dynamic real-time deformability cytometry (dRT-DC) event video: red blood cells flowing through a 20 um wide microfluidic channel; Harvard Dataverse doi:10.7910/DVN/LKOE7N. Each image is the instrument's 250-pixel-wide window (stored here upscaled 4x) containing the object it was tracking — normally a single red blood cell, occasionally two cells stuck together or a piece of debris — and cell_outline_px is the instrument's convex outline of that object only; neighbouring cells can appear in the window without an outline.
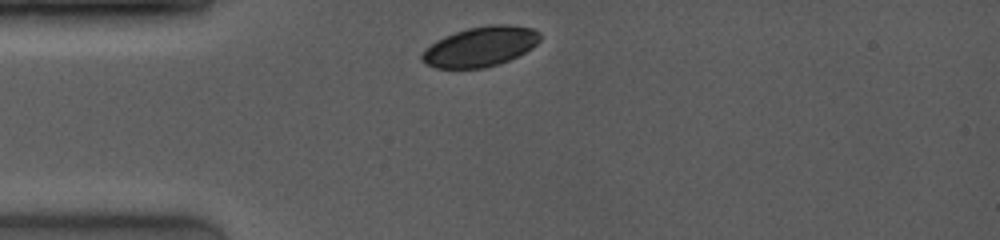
{"species": "common noctule bat (a hibernating species)", "species_latin": "Nyctalus noctula", "temperature_condition": "room temperature", "stored_images_in_passage": 5, "camera_frame_rate_fps": 4000, "um_per_image_px": 0.085, "animal": {"sex": "female", "body_mass_g": 19.0, "forearm_length_mm": 53.3}, "frame": {"image": 1, "passage_image": 1, "time_ms": 0.0, "image_size_px": [1000, 240], "cell_outline_px": [[540, 40], [532, 48], [508, 60], [484, 68], [436, 68], [424, 64], [420, 60], [420, 52], [424, 48], [436, 40], [444, 36], [468, 28], [492, 24], [508, 24], [532, 28], [540, 32]], "centroid_in_image_um": [40.78, 3.96], "position_along_channel_um": 44.2, "area_um2": 27.57}}
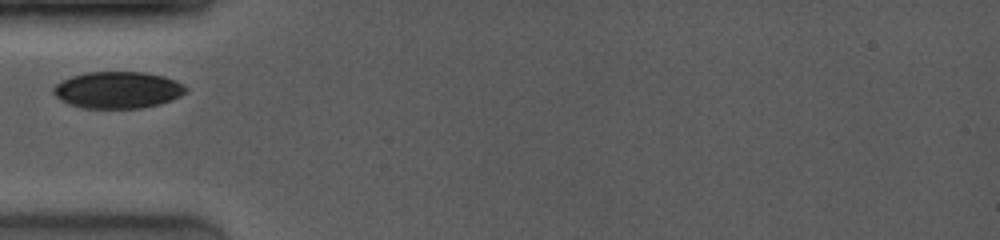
{"frame": {"image": 2, "passage_image": 3, "time_ms": 1.25, "image_size_px": [1000, 240], "cell_outline_px": [[188, 88], [180, 96], [160, 104], [140, 108], [84, 108], [60, 100], [52, 92], [52, 88], [56, 84], [72, 76], [88, 72], [144, 72], [164, 76], [184, 84]], "centroid_in_image_um": [10.02, 7.64], "position_along_channel_um": 75.0, "area_um2": 28.21}}